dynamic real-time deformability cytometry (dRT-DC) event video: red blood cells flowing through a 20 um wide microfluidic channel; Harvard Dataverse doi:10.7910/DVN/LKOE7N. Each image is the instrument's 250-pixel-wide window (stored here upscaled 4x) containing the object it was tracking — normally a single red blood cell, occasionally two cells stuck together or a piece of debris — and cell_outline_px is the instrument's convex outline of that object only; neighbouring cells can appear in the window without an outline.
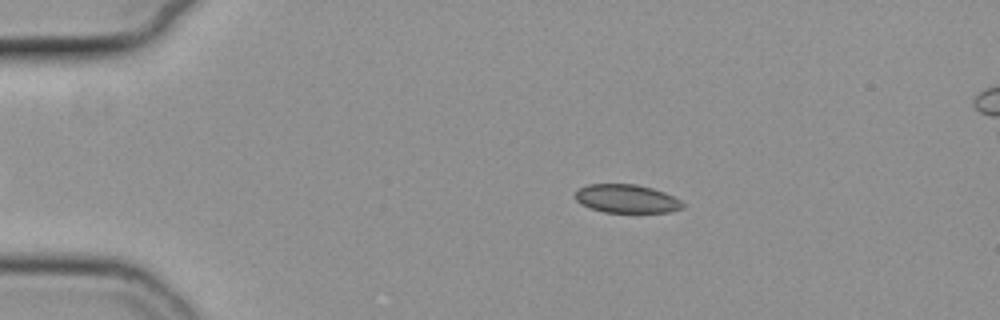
{"species": "common noctule bat (a hibernating species)", "species_latin": "Nyctalus noctula", "temperature_condition": "cold", "stored_images_in_passage": 47, "camera_frame_rate_fps": 3000, "um_per_image_px": 0.085, "animal": {"sex": "female", "body_mass_g": 19.3, "forearm_length_mm": 54.1}, "frame": {"image": 1, "passage_image": 11, "time_ms": 3.333, "image_size_px": [1000, 320], "cell_outline_px": [[684, 208], [672, 212], [604, 212], [580, 204], [576, 200], [576, 192], [580, 188], [588, 184], [636, 184], [652, 188], [664, 192], [680, 200], [684, 204]], "centroid_in_image_um": [53.29, 16.89], "position_along_channel_um": 31.7, "area_um2": 17.74}}
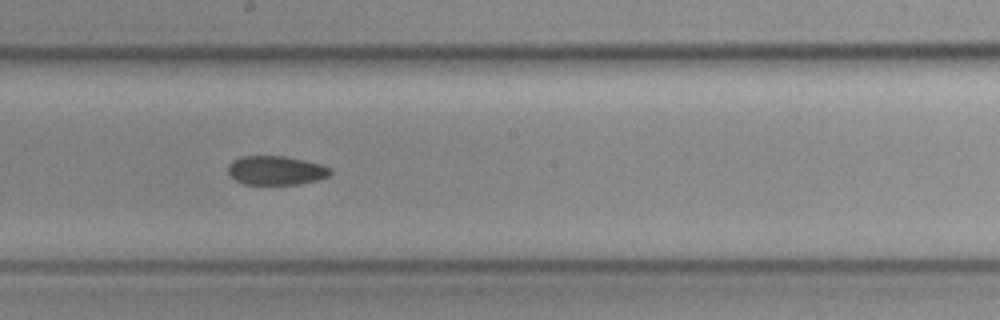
{"frame": {"image": 2, "passage_image": 31, "time_ms": 10.0, "image_size_px": [1000, 320], "cell_outline_px": [[332, 172], [328, 176], [320, 180], [300, 184], [244, 184], [236, 180], [228, 172], [228, 164], [232, 160], [240, 156], [284, 156], [304, 160], [320, 164], [332, 168]], "centroid_in_image_um": [23.48, 14.48], "position_along_channel_um": 224.7, "area_um2": 17.4}}
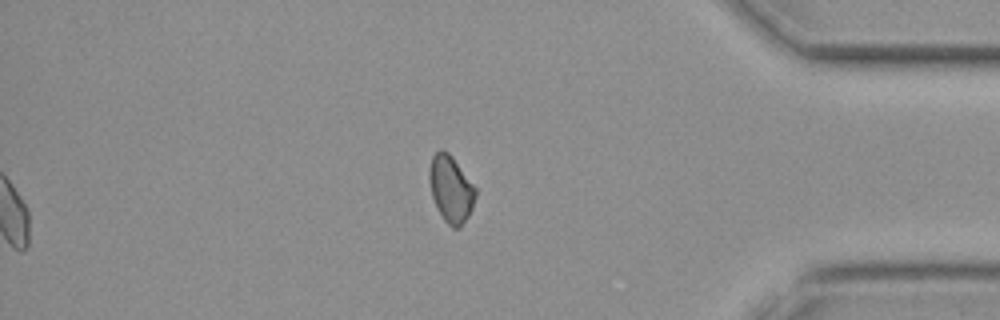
{"frame": {"image": 3, "passage_image": 47, "time_ms": 15.333, "image_size_px": [1000, 320], "cell_outline_px": [[476, 196], [472, 208], [468, 216], [460, 228], [452, 228], [444, 220], [436, 208], [432, 196], [428, 180], [428, 172], [432, 156], [440, 148], [448, 152], [452, 156], [476, 188]], "centroid_in_image_um": [38.3, 16.06], "position_along_channel_um": 396.9, "area_um2": 18.09}}